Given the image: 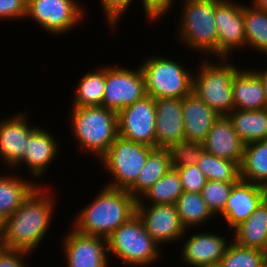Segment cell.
Returning <instances> with one entry per match:
<instances>
[{
	"instance_id": "1",
	"label": "cell",
	"mask_w": 267,
	"mask_h": 267,
	"mask_svg": "<svg viewBox=\"0 0 267 267\" xmlns=\"http://www.w3.org/2000/svg\"><path fill=\"white\" fill-rule=\"evenodd\" d=\"M51 191L49 188L38 185L21 203V206L4 220L6 248L28 253H33L38 248L37 246L48 233L47 230L55 211L56 205Z\"/></svg>"
},
{
	"instance_id": "2",
	"label": "cell",
	"mask_w": 267,
	"mask_h": 267,
	"mask_svg": "<svg viewBox=\"0 0 267 267\" xmlns=\"http://www.w3.org/2000/svg\"><path fill=\"white\" fill-rule=\"evenodd\" d=\"M137 200L128 190L104 186L74 218L73 228L86 235L108 238L136 215Z\"/></svg>"
},
{
	"instance_id": "3",
	"label": "cell",
	"mask_w": 267,
	"mask_h": 267,
	"mask_svg": "<svg viewBox=\"0 0 267 267\" xmlns=\"http://www.w3.org/2000/svg\"><path fill=\"white\" fill-rule=\"evenodd\" d=\"M70 126L80 148L99 159L119 136L117 113L98 107H72Z\"/></svg>"
},
{
	"instance_id": "4",
	"label": "cell",
	"mask_w": 267,
	"mask_h": 267,
	"mask_svg": "<svg viewBox=\"0 0 267 267\" xmlns=\"http://www.w3.org/2000/svg\"><path fill=\"white\" fill-rule=\"evenodd\" d=\"M206 59L194 71L192 92L219 115L227 116L234 110L232 81L240 68L226 61L230 58H216L218 63Z\"/></svg>"
},
{
	"instance_id": "5",
	"label": "cell",
	"mask_w": 267,
	"mask_h": 267,
	"mask_svg": "<svg viewBox=\"0 0 267 267\" xmlns=\"http://www.w3.org/2000/svg\"><path fill=\"white\" fill-rule=\"evenodd\" d=\"M178 38L193 51L217 56L218 33L215 25V0H183ZM182 14V15H181Z\"/></svg>"
},
{
	"instance_id": "6",
	"label": "cell",
	"mask_w": 267,
	"mask_h": 267,
	"mask_svg": "<svg viewBox=\"0 0 267 267\" xmlns=\"http://www.w3.org/2000/svg\"><path fill=\"white\" fill-rule=\"evenodd\" d=\"M108 253H113L123 264L147 267L160 259L159 244L147 233L141 219L134 215L107 238Z\"/></svg>"
},
{
	"instance_id": "7",
	"label": "cell",
	"mask_w": 267,
	"mask_h": 267,
	"mask_svg": "<svg viewBox=\"0 0 267 267\" xmlns=\"http://www.w3.org/2000/svg\"><path fill=\"white\" fill-rule=\"evenodd\" d=\"M148 96L182 99L192 92L193 72L175 60L151 56L140 65Z\"/></svg>"
},
{
	"instance_id": "8",
	"label": "cell",
	"mask_w": 267,
	"mask_h": 267,
	"mask_svg": "<svg viewBox=\"0 0 267 267\" xmlns=\"http://www.w3.org/2000/svg\"><path fill=\"white\" fill-rule=\"evenodd\" d=\"M153 149L154 147L118 136L99 159L107 173L112 176V180L106 182V186L128 190L136 182Z\"/></svg>"
},
{
	"instance_id": "9",
	"label": "cell",
	"mask_w": 267,
	"mask_h": 267,
	"mask_svg": "<svg viewBox=\"0 0 267 267\" xmlns=\"http://www.w3.org/2000/svg\"><path fill=\"white\" fill-rule=\"evenodd\" d=\"M28 17L50 35H63L76 28L85 15L77 0H27Z\"/></svg>"
},
{
	"instance_id": "10",
	"label": "cell",
	"mask_w": 267,
	"mask_h": 267,
	"mask_svg": "<svg viewBox=\"0 0 267 267\" xmlns=\"http://www.w3.org/2000/svg\"><path fill=\"white\" fill-rule=\"evenodd\" d=\"M145 96V80L140 66L135 70L114 65L106 66L102 107L118 113Z\"/></svg>"
},
{
	"instance_id": "11",
	"label": "cell",
	"mask_w": 267,
	"mask_h": 267,
	"mask_svg": "<svg viewBox=\"0 0 267 267\" xmlns=\"http://www.w3.org/2000/svg\"><path fill=\"white\" fill-rule=\"evenodd\" d=\"M119 136L156 148L155 99L145 96L117 113Z\"/></svg>"
},
{
	"instance_id": "12",
	"label": "cell",
	"mask_w": 267,
	"mask_h": 267,
	"mask_svg": "<svg viewBox=\"0 0 267 267\" xmlns=\"http://www.w3.org/2000/svg\"><path fill=\"white\" fill-rule=\"evenodd\" d=\"M214 20L218 33V58H229L234 49L246 47L243 4L233 0H215Z\"/></svg>"
},
{
	"instance_id": "13",
	"label": "cell",
	"mask_w": 267,
	"mask_h": 267,
	"mask_svg": "<svg viewBox=\"0 0 267 267\" xmlns=\"http://www.w3.org/2000/svg\"><path fill=\"white\" fill-rule=\"evenodd\" d=\"M136 214L143 222L147 233L159 245L182 241V237L187 234L173 204L137 203Z\"/></svg>"
},
{
	"instance_id": "14",
	"label": "cell",
	"mask_w": 267,
	"mask_h": 267,
	"mask_svg": "<svg viewBox=\"0 0 267 267\" xmlns=\"http://www.w3.org/2000/svg\"><path fill=\"white\" fill-rule=\"evenodd\" d=\"M62 241L67 267H109L106 238L86 235L72 228Z\"/></svg>"
},
{
	"instance_id": "15",
	"label": "cell",
	"mask_w": 267,
	"mask_h": 267,
	"mask_svg": "<svg viewBox=\"0 0 267 267\" xmlns=\"http://www.w3.org/2000/svg\"><path fill=\"white\" fill-rule=\"evenodd\" d=\"M28 117L27 113L19 112L0 120V159L7 168L12 169L22 159L27 140L39 127H31Z\"/></svg>"
},
{
	"instance_id": "16",
	"label": "cell",
	"mask_w": 267,
	"mask_h": 267,
	"mask_svg": "<svg viewBox=\"0 0 267 267\" xmlns=\"http://www.w3.org/2000/svg\"><path fill=\"white\" fill-rule=\"evenodd\" d=\"M156 148L169 149L184 137L182 99H155Z\"/></svg>"
},
{
	"instance_id": "17",
	"label": "cell",
	"mask_w": 267,
	"mask_h": 267,
	"mask_svg": "<svg viewBox=\"0 0 267 267\" xmlns=\"http://www.w3.org/2000/svg\"><path fill=\"white\" fill-rule=\"evenodd\" d=\"M186 238L182 248L181 261L192 267L220 263L230 244L227 239L215 232H202L182 237Z\"/></svg>"
},
{
	"instance_id": "18",
	"label": "cell",
	"mask_w": 267,
	"mask_h": 267,
	"mask_svg": "<svg viewBox=\"0 0 267 267\" xmlns=\"http://www.w3.org/2000/svg\"><path fill=\"white\" fill-rule=\"evenodd\" d=\"M263 201L262 186L239 180L232 187L224 211L220 216L225 219L230 229L247 220Z\"/></svg>"
},
{
	"instance_id": "19",
	"label": "cell",
	"mask_w": 267,
	"mask_h": 267,
	"mask_svg": "<svg viewBox=\"0 0 267 267\" xmlns=\"http://www.w3.org/2000/svg\"><path fill=\"white\" fill-rule=\"evenodd\" d=\"M58 148L60 146L57 139L50 132L38 127L27 140V150L23 153L22 159L12 169L20 167L23 163L34 176L32 178H40L58 156Z\"/></svg>"
},
{
	"instance_id": "20",
	"label": "cell",
	"mask_w": 267,
	"mask_h": 267,
	"mask_svg": "<svg viewBox=\"0 0 267 267\" xmlns=\"http://www.w3.org/2000/svg\"><path fill=\"white\" fill-rule=\"evenodd\" d=\"M244 146L227 116H220L213 123L203 142L206 152L219 158L236 161L239 165L242 162Z\"/></svg>"
},
{
	"instance_id": "21",
	"label": "cell",
	"mask_w": 267,
	"mask_h": 267,
	"mask_svg": "<svg viewBox=\"0 0 267 267\" xmlns=\"http://www.w3.org/2000/svg\"><path fill=\"white\" fill-rule=\"evenodd\" d=\"M184 137L204 142L213 123L221 116L193 92L182 98Z\"/></svg>"
},
{
	"instance_id": "22",
	"label": "cell",
	"mask_w": 267,
	"mask_h": 267,
	"mask_svg": "<svg viewBox=\"0 0 267 267\" xmlns=\"http://www.w3.org/2000/svg\"><path fill=\"white\" fill-rule=\"evenodd\" d=\"M232 93L234 109L248 111L267 109L263 83L254 69H239L235 73Z\"/></svg>"
},
{
	"instance_id": "23",
	"label": "cell",
	"mask_w": 267,
	"mask_h": 267,
	"mask_svg": "<svg viewBox=\"0 0 267 267\" xmlns=\"http://www.w3.org/2000/svg\"><path fill=\"white\" fill-rule=\"evenodd\" d=\"M237 245L267 252V204L262 201L250 217L233 230Z\"/></svg>"
},
{
	"instance_id": "24",
	"label": "cell",
	"mask_w": 267,
	"mask_h": 267,
	"mask_svg": "<svg viewBox=\"0 0 267 267\" xmlns=\"http://www.w3.org/2000/svg\"><path fill=\"white\" fill-rule=\"evenodd\" d=\"M5 175H0V217L3 220L11 216L39 185L35 180H25L23 176Z\"/></svg>"
},
{
	"instance_id": "25",
	"label": "cell",
	"mask_w": 267,
	"mask_h": 267,
	"mask_svg": "<svg viewBox=\"0 0 267 267\" xmlns=\"http://www.w3.org/2000/svg\"><path fill=\"white\" fill-rule=\"evenodd\" d=\"M171 168L169 149L154 148L149 153L146 164L138 175L136 182L128 191L136 200H139V198Z\"/></svg>"
},
{
	"instance_id": "26",
	"label": "cell",
	"mask_w": 267,
	"mask_h": 267,
	"mask_svg": "<svg viewBox=\"0 0 267 267\" xmlns=\"http://www.w3.org/2000/svg\"><path fill=\"white\" fill-rule=\"evenodd\" d=\"M227 117L244 144L267 139V109H234Z\"/></svg>"
},
{
	"instance_id": "27",
	"label": "cell",
	"mask_w": 267,
	"mask_h": 267,
	"mask_svg": "<svg viewBox=\"0 0 267 267\" xmlns=\"http://www.w3.org/2000/svg\"><path fill=\"white\" fill-rule=\"evenodd\" d=\"M240 178L261 186L267 182V139L245 144Z\"/></svg>"
},
{
	"instance_id": "28",
	"label": "cell",
	"mask_w": 267,
	"mask_h": 267,
	"mask_svg": "<svg viewBox=\"0 0 267 267\" xmlns=\"http://www.w3.org/2000/svg\"><path fill=\"white\" fill-rule=\"evenodd\" d=\"M106 67L88 71L82 75L75 89L72 107L102 106L105 92Z\"/></svg>"
},
{
	"instance_id": "29",
	"label": "cell",
	"mask_w": 267,
	"mask_h": 267,
	"mask_svg": "<svg viewBox=\"0 0 267 267\" xmlns=\"http://www.w3.org/2000/svg\"><path fill=\"white\" fill-rule=\"evenodd\" d=\"M177 213L183 227L188 231L190 228L200 227L215 215L208 208L200 193L185 192L179 196L175 203ZM190 227V228H189Z\"/></svg>"
},
{
	"instance_id": "30",
	"label": "cell",
	"mask_w": 267,
	"mask_h": 267,
	"mask_svg": "<svg viewBox=\"0 0 267 267\" xmlns=\"http://www.w3.org/2000/svg\"><path fill=\"white\" fill-rule=\"evenodd\" d=\"M183 191L177 170L171 168L137 200V203H144L147 199L149 201L147 204L175 205Z\"/></svg>"
},
{
	"instance_id": "31",
	"label": "cell",
	"mask_w": 267,
	"mask_h": 267,
	"mask_svg": "<svg viewBox=\"0 0 267 267\" xmlns=\"http://www.w3.org/2000/svg\"><path fill=\"white\" fill-rule=\"evenodd\" d=\"M246 48L267 55V11L244 5Z\"/></svg>"
},
{
	"instance_id": "32",
	"label": "cell",
	"mask_w": 267,
	"mask_h": 267,
	"mask_svg": "<svg viewBox=\"0 0 267 267\" xmlns=\"http://www.w3.org/2000/svg\"><path fill=\"white\" fill-rule=\"evenodd\" d=\"M196 165L207 180L238 182L241 179L240 165L236 161L219 158L205 150Z\"/></svg>"
},
{
	"instance_id": "33",
	"label": "cell",
	"mask_w": 267,
	"mask_h": 267,
	"mask_svg": "<svg viewBox=\"0 0 267 267\" xmlns=\"http://www.w3.org/2000/svg\"><path fill=\"white\" fill-rule=\"evenodd\" d=\"M266 258L267 252L263 250L241 247L231 241L220 264L222 267H260Z\"/></svg>"
},
{
	"instance_id": "34",
	"label": "cell",
	"mask_w": 267,
	"mask_h": 267,
	"mask_svg": "<svg viewBox=\"0 0 267 267\" xmlns=\"http://www.w3.org/2000/svg\"><path fill=\"white\" fill-rule=\"evenodd\" d=\"M235 183L237 182L207 180L205 186L202 188L200 194L215 216L224 211L228 197L230 196L232 187Z\"/></svg>"
},
{
	"instance_id": "35",
	"label": "cell",
	"mask_w": 267,
	"mask_h": 267,
	"mask_svg": "<svg viewBox=\"0 0 267 267\" xmlns=\"http://www.w3.org/2000/svg\"><path fill=\"white\" fill-rule=\"evenodd\" d=\"M173 169L195 165L204 148L200 141L183 139L169 148Z\"/></svg>"
},
{
	"instance_id": "36",
	"label": "cell",
	"mask_w": 267,
	"mask_h": 267,
	"mask_svg": "<svg viewBox=\"0 0 267 267\" xmlns=\"http://www.w3.org/2000/svg\"><path fill=\"white\" fill-rule=\"evenodd\" d=\"M176 170L185 192L201 193L207 179L196 164L176 168Z\"/></svg>"
},
{
	"instance_id": "37",
	"label": "cell",
	"mask_w": 267,
	"mask_h": 267,
	"mask_svg": "<svg viewBox=\"0 0 267 267\" xmlns=\"http://www.w3.org/2000/svg\"><path fill=\"white\" fill-rule=\"evenodd\" d=\"M134 2L133 0H100L101 8L106 17L108 25L115 29L119 19L124 15L128 7ZM124 13V14H123Z\"/></svg>"
},
{
	"instance_id": "38",
	"label": "cell",
	"mask_w": 267,
	"mask_h": 267,
	"mask_svg": "<svg viewBox=\"0 0 267 267\" xmlns=\"http://www.w3.org/2000/svg\"><path fill=\"white\" fill-rule=\"evenodd\" d=\"M26 13L27 0H0V20L25 19Z\"/></svg>"
},
{
	"instance_id": "39",
	"label": "cell",
	"mask_w": 267,
	"mask_h": 267,
	"mask_svg": "<svg viewBox=\"0 0 267 267\" xmlns=\"http://www.w3.org/2000/svg\"><path fill=\"white\" fill-rule=\"evenodd\" d=\"M144 7L145 16L148 20H159L166 13L170 12V8L174 5V0H141Z\"/></svg>"
},
{
	"instance_id": "40",
	"label": "cell",
	"mask_w": 267,
	"mask_h": 267,
	"mask_svg": "<svg viewBox=\"0 0 267 267\" xmlns=\"http://www.w3.org/2000/svg\"><path fill=\"white\" fill-rule=\"evenodd\" d=\"M26 255H30V253L22 250L6 248L0 255V267H26L27 265L24 263Z\"/></svg>"
},
{
	"instance_id": "41",
	"label": "cell",
	"mask_w": 267,
	"mask_h": 267,
	"mask_svg": "<svg viewBox=\"0 0 267 267\" xmlns=\"http://www.w3.org/2000/svg\"><path fill=\"white\" fill-rule=\"evenodd\" d=\"M255 69L254 71L260 76L262 83H263V87H264V92H265V104H266V108H267V68H265L264 70L262 69L260 71V69L253 68Z\"/></svg>"
},
{
	"instance_id": "42",
	"label": "cell",
	"mask_w": 267,
	"mask_h": 267,
	"mask_svg": "<svg viewBox=\"0 0 267 267\" xmlns=\"http://www.w3.org/2000/svg\"><path fill=\"white\" fill-rule=\"evenodd\" d=\"M252 6L260 9V10H265L267 11V0H252Z\"/></svg>"
},
{
	"instance_id": "43",
	"label": "cell",
	"mask_w": 267,
	"mask_h": 267,
	"mask_svg": "<svg viewBox=\"0 0 267 267\" xmlns=\"http://www.w3.org/2000/svg\"><path fill=\"white\" fill-rule=\"evenodd\" d=\"M6 250L4 236H0V255Z\"/></svg>"
},
{
	"instance_id": "44",
	"label": "cell",
	"mask_w": 267,
	"mask_h": 267,
	"mask_svg": "<svg viewBox=\"0 0 267 267\" xmlns=\"http://www.w3.org/2000/svg\"><path fill=\"white\" fill-rule=\"evenodd\" d=\"M263 201L267 204V182L262 185Z\"/></svg>"
},
{
	"instance_id": "45",
	"label": "cell",
	"mask_w": 267,
	"mask_h": 267,
	"mask_svg": "<svg viewBox=\"0 0 267 267\" xmlns=\"http://www.w3.org/2000/svg\"><path fill=\"white\" fill-rule=\"evenodd\" d=\"M0 236H4V220L0 217Z\"/></svg>"
},
{
	"instance_id": "46",
	"label": "cell",
	"mask_w": 267,
	"mask_h": 267,
	"mask_svg": "<svg viewBox=\"0 0 267 267\" xmlns=\"http://www.w3.org/2000/svg\"><path fill=\"white\" fill-rule=\"evenodd\" d=\"M199 267H222L220 263L201 265Z\"/></svg>"
},
{
	"instance_id": "47",
	"label": "cell",
	"mask_w": 267,
	"mask_h": 267,
	"mask_svg": "<svg viewBox=\"0 0 267 267\" xmlns=\"http://www.w3.org/2000/svg\"><path fill=\"white\" fill-rule=\"evenodd\" d=\"M260 267H267V258H266L265 261L261 264Z\"/></svg>"
}]
</instances>
